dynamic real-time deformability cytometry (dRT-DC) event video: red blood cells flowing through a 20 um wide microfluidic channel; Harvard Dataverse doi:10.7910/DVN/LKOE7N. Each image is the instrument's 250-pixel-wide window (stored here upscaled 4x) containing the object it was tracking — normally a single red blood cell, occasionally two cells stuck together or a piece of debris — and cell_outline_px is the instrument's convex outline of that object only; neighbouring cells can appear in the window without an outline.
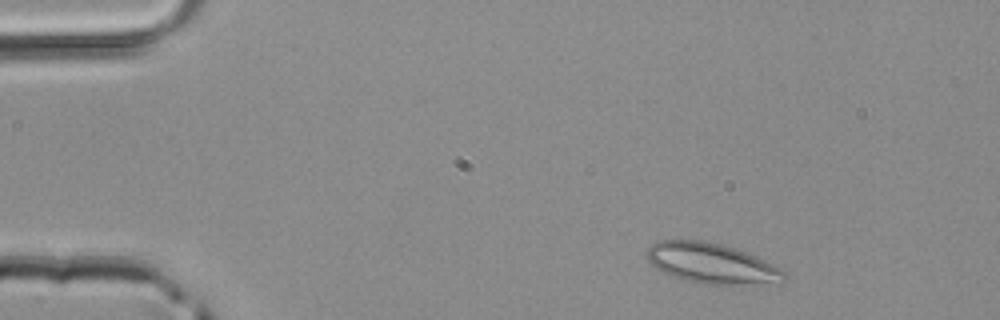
{"species": "common noctule bat (a hibernating species)", "species_latin": "Nyctalus noctula", "temperature_condition": "room temperature", "stored_images_in_passage": 4, "camera_frame_rate_fps": 3000, "um_per_image_px": 0.085, "animal": {"sex": "male", "body_mass_g": 20.4}, "frame": {"image": 1, "passage_image": 1, "time_ms": 0.0, "image_size_px": [1000, 320], "cell_outline_px": [[788, 276], [784, 280], [752, 288], [704, 284], [680, 280], [656, 268], [644, 256], [648, 248], [652, 244], [660, 240], [704, 240], [736, 248], [748, 252], [780, 268]], "centroid_in_image_um": [60.54, 22.44], "position_along_channel_um": 24.5, "area_um2": 33.41}}